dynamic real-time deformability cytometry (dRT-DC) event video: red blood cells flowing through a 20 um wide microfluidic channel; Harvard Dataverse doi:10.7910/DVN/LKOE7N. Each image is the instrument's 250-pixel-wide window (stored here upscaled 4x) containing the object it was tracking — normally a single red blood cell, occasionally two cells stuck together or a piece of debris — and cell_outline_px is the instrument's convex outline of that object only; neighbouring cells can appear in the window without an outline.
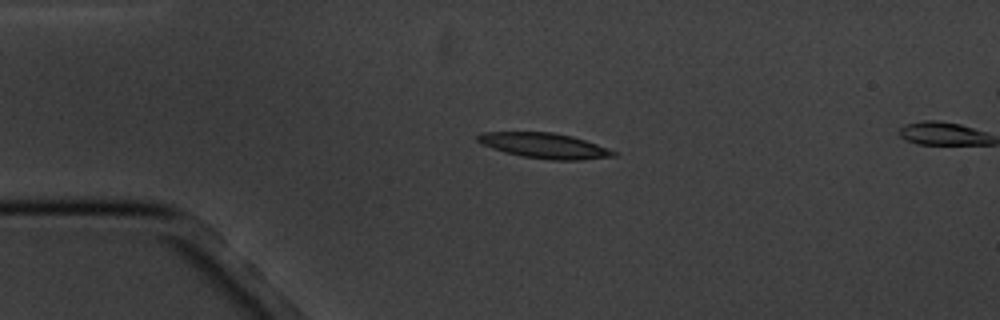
{"species": "common noctule bat (a hibernating species)", "species_latin": "Nyctalus noctula", "temperature_condition": "cold", "stored_images_in_passage": 3, "camera_frame_rate_fps": 3000, "um_per_image_px": 0.085, "animal": {"sex": "male", "body_mass_g": 20.1, "forearm_length_mm": 53.5}, "frame": {"image": 1, "passage_image": 2, "time_ms": 1.333, "image_size_px": [1000, 320], "cell_outline_px": [[616, 156], [584, 160], [552, 160], [524, 156], [492, 148], [476, 140], [476, 136], [484, 132], [552, 132], [572, 136], [596, 144], [616, 152]], "centroid_in_image_um": [46.3, 12.38], "position_along_channel_um": 38.7, "area_um2": 19.65}}